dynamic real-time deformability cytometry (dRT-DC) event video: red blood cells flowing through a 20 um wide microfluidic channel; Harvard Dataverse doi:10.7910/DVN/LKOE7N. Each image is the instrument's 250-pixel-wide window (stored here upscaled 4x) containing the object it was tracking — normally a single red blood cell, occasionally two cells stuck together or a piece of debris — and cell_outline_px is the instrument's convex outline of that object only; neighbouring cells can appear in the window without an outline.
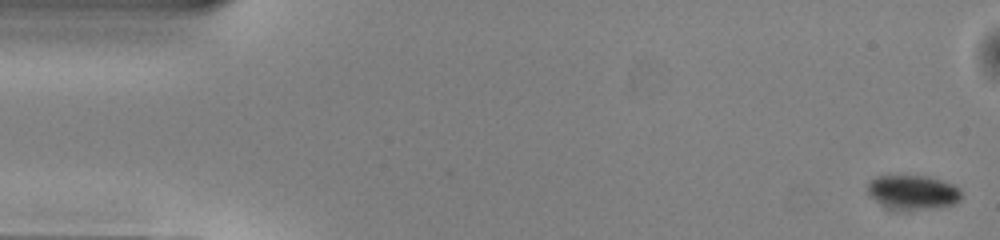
{"species": "common noctule bat (a hibernating species)", "species_latin": "Nyctalus noctula", "temperature_condition": "warm", "stored_images_in_passage": 51, "camera_frame_rate_fps": 3000, "um_per_image_px": 0.085, "animal": {"sex": "male", "body_mass_g": 13.0, "forearm_length_mm": 53.1}, "frame": {"image": 1, "passage_image": 1, "time_ms": 0.0, "image_size_px": [1000, 240], "cell_outline_px": [[960, 200], [952, 204], [928, 208], [892, 208], [880, 204], [868, 196], [868, 184], [876, 176], [924, 176], [940, 180], [952, 184], [960, 188]], "centroid_in_image_um": [77.56, 16.32], "position_along_channel_um": 7.4, "area_um2": 18.15}}
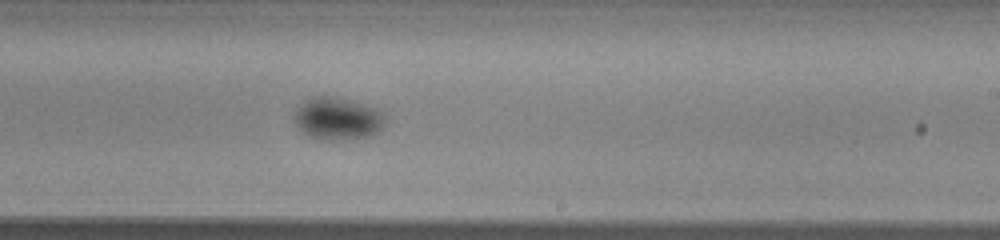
{"frame": {"image": 2, "passage_image": 30, "time_ms": 9.667, "image_size_px": [1000, 240], "cell_outline_px": [[384, 124], [376, 132], [368, 136], [324, 140], [312, 136], [304, 132], [296, 124], [292, 116], [304, 100], [312, 96], [332, 96], [364, 104], [376, 108], [384, 116]], "centroid_in_image_um": [28.65, 10.05], "position_along_channel_um": 260.3, "area_um2": 21.91}}
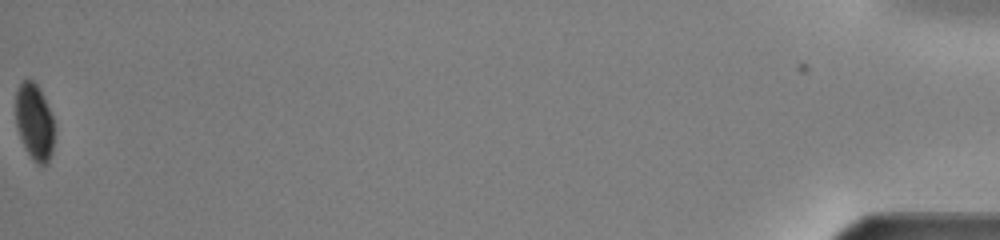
{"frame": {"image": 3, "passage_image": 51, "time_ms": 16.667, "image_size_px": [1000, 240], "cell_outline_px": [[52, 152], [48, 160], [44, 164], [36, 164], [32, 160], [20, 136], [16, 124], [16, 92], [20, 84], [24, 80], [32, 80], [36, 84], [52, 116]], "centroid_in_image_um": [2.89, 10.37], "position_along_channel_um": 432.3, "area_um2": 16.47}, "authors_computed_cell_mechanics": {"area_um2": 20.1722, "velocity_mm_per_s": 4.0261, "shape_relaxation_time_tau1_ms": 2.4175, "shape_relaxation_time_tau2_ms": null, "deformation_change_tau1": 0.0564, "deformation_change_tau2": null}}